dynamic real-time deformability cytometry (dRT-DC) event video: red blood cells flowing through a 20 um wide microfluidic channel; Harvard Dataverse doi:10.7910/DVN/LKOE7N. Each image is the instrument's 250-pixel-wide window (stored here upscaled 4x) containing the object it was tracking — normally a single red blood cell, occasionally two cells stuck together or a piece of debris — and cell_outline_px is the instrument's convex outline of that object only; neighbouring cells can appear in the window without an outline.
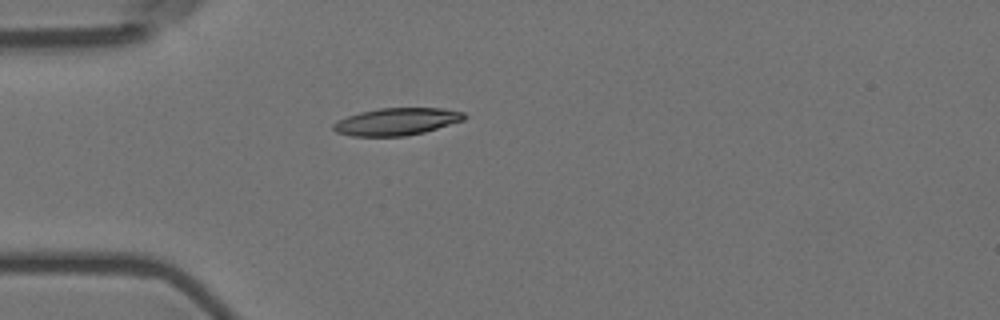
{"species": "Egyptian fruit bat (a non-hibernating species)", "species_latin": "Rousettus aegyptiacus", "temperature_condition": "room temperature", "stored_images_in_passage": 2, "camera_frame_rate_fps": 3000, "um_per_image_px": 0.085, "animal": {"sex": "female"}, "frame": {"image": 1, "passage_image": 1, "time_ms": 0.0, "image_size_px": [1000, 320], "cell_outline_px": [[468, 116], [464, 120], [424, 132], [404, 136], [352, 136], [336, 132], [332, 128], [332, 124], [348, 116], [360, 112], [380, 108], [444, 108], [464, 112]], "centroid_in_image_um": [33.74, 10.33], "position_along_channel_um": 51.3, "area_um2": 20.75}}